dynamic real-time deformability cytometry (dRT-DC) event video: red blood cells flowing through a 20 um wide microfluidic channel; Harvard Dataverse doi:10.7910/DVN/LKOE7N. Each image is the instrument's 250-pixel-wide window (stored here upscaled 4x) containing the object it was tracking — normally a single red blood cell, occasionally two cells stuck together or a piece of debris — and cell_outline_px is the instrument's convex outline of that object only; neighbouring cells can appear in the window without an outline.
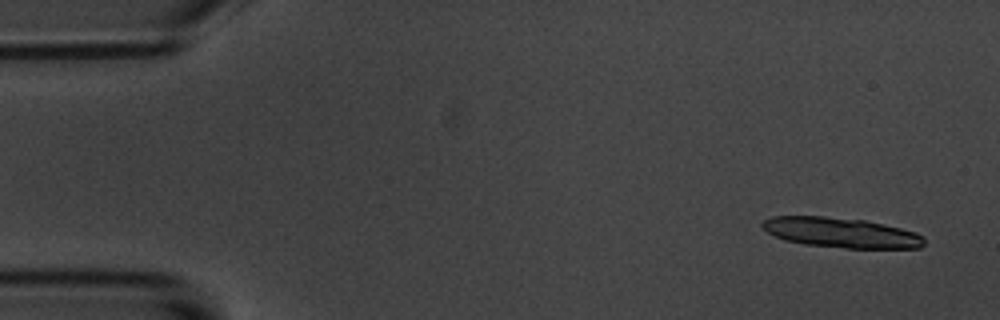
{"species": "common noctule bat (a hibernating species)", "species_latin": "Nyctalus noctula", "temperature_condition": "room temperature", "stored_images_in_passage": 5, "camera_frame_rate_fps": 3000, "um_per_image_px": 0.085, "animal": {"sex": "male", "body_mass_g": 20.1, "forearm_length_mm": 53.5}, "frame": {"image": 1, "passage_image": 1, "time_ms": 0.0, "image_size_px": [1000, 320], "cell_outline_px": [[924, 244], [920, 248], [844, 248], [804, 244], [784, 240], [768, 232], [760, 224], [764, 220], [772, 216], [824, 216], [864, 220], [884, 224], [916, 232], [924, 236]], "centroid_in_image_um": [71.5, 19.77], "position_along_channel_um": 13.5, "area_um2": 28.32}}